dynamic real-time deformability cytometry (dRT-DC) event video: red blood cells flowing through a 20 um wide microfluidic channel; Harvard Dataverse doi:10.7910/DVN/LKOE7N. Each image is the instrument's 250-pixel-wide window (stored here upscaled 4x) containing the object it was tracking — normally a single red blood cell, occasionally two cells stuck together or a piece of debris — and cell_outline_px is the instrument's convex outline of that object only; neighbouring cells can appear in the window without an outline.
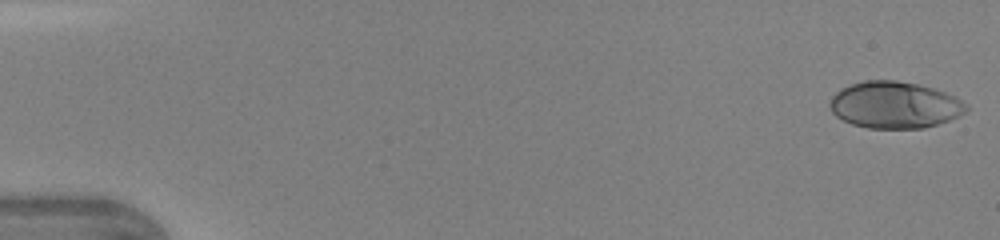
{"species": "human", "species_latin": "Homo sapiens", "temperature_condition": "warm", "stored_images_in_passage": 44, "camera_frame_rate_fps": 3000, "um_per_image_px": 0.085, "donor": {"sex": "female"}, "frame": {"image": 1, "passage_image": 1, "time_ms": 0.0, "image_size_px": [1000, 240], "cell_outline_px": [[968, 112], [948, 120], [924, 128], [868, 128], [852, 124], [836, 116], [832, 112], [828, 104], [832, 96], [840, 88], [864, 80], [896, 80], [920, 84], [956, 96], [968, 104]], "centroid_in_image_um": [76.05, 8.91], "position_along_channel_um": 8.9, "area_um2": 37.34}}
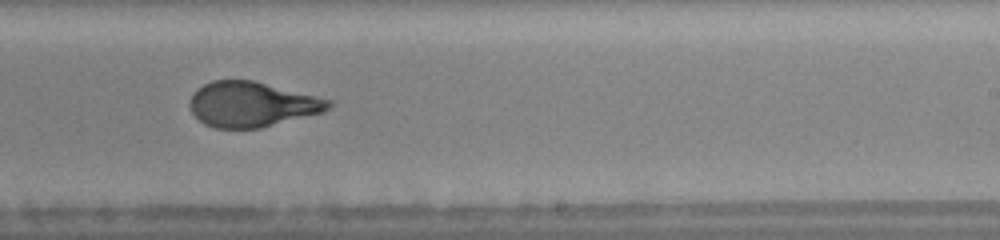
{"frame": {"image": 2, "passage_image": 28, "time_ms": 9.0, "image_size_px": [1000, 240], "cell_outline_px": [[336, 104], [332, 108], [324, 112], [260, 128], [216, 128], [204, 124], [192, 112], [188, 104], [192, 92], [196, 88], [212, 80], [252, 80], [332, 100]], "centroid_in_image_um": [21.42, 8.86], "position_along_channel_um": 267.6, "area_um2": 36.65}}
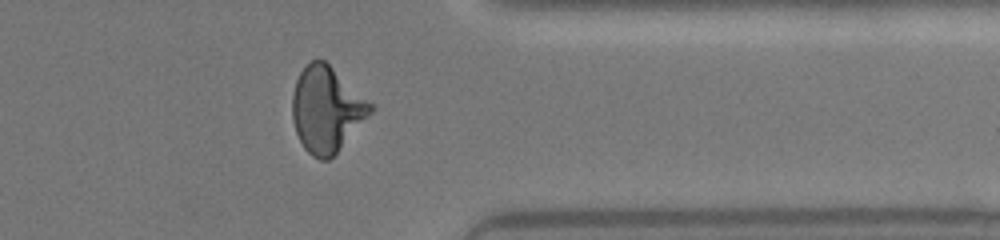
{"frame": {"image": 3, "passage_image": 36, "time_ms": 11.667, "image_size_px": [1000, 240], "cell_outline_px": [[376, 108], [336, 152], [328, 160], [320, 160], [312, 156], [304, 148], [296, 132], [292, 120], [292, 96], [296, 80], [300, 72], [312, 60], [324, 60], [372, 104]], "centroid_in_image_um": [27.74, 9.31], "position_along_channel_um": 383.7, "area_um2": 38.32}}